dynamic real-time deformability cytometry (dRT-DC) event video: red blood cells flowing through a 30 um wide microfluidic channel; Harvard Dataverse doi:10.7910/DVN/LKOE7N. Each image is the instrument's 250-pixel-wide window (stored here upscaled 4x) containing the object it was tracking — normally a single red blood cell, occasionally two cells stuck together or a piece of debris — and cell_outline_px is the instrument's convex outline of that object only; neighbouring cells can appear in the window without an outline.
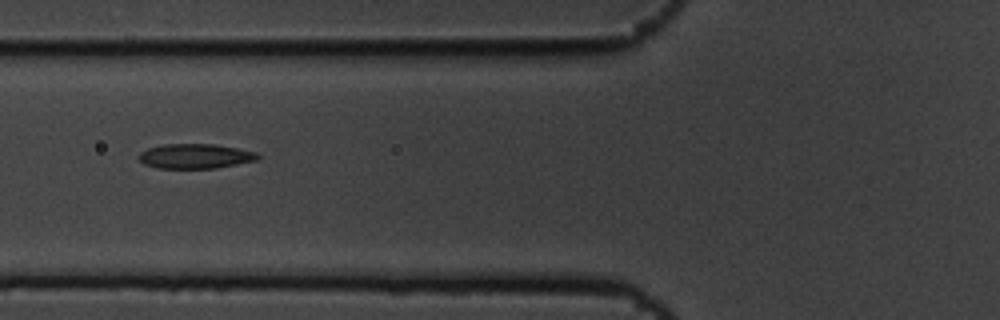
{"species": "common noctule bat (a hibernating species)", "species_latin": "Nyctalus noctula", "temperature_condition": "cold", "stored_images_in_passage": 3, "camera_frame_rate_fps": 3000, "um_per_image_px": 0.085, "animal": {"sex": "male", "body_mass_g": 19.5, "forearm_length_mm": 54.6}, "frame": {"image": 1, "passage_image": 3, "time_ms": 0.667, "image_size_px": [1000, 320], "cell_outline_px": [[260, 156], [256, 160], [216, 168], [156, 168], [144, 164], [140, 160], [140, 152], [148, 148], [164, 144], [216, 144], [256, 152]], "centroid_in_image_um": [16.59, 13.27], "position_along_channel_um": 109.2, "area_um2": 16.99}}